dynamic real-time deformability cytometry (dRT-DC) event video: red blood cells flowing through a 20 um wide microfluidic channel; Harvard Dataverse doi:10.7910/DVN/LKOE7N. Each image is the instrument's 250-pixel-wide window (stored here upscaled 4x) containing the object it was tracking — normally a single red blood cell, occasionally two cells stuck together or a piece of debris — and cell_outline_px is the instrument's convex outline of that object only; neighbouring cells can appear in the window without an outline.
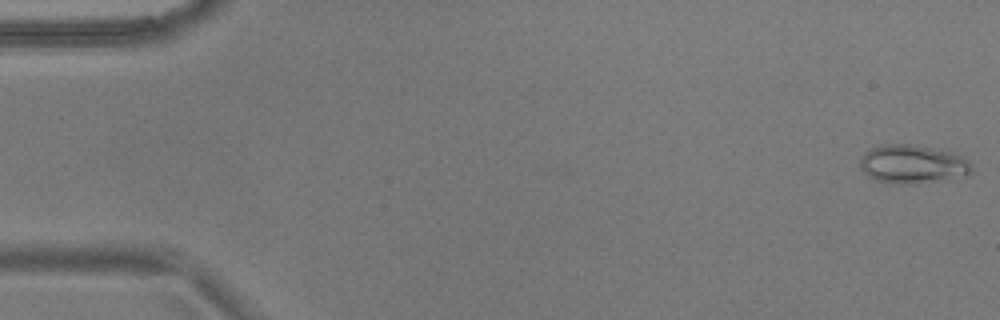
{"species": "common noctule bat (a hibernating species)", "species_latin": "Nyctalus noctula", "temperature_condition": "warm", "stored_images_in_passage": 15, "camera_frame_rate_fps": 3000, "um_per_image_px": 0.085, "animal": {"sex": "male", "body_mass_g": 17.9}, "frame": {"image": 1, "passage_image": 1, "time_ms": 0.0, "image_size_px": [1000, 320], "cell_outline_px": [[972, 172], [948, 180], [916, 184], [904, 184], [876, 180], [868, 176], [860, 168], [860, 160], [864, 152], [880, 144], [912, 144], [952, 152], [968, 160], [972, 164]], "centroid_in_image_um": [77.57, 13.95], "position_along_channel_um": 7.4, "area_um2": 25.2}}